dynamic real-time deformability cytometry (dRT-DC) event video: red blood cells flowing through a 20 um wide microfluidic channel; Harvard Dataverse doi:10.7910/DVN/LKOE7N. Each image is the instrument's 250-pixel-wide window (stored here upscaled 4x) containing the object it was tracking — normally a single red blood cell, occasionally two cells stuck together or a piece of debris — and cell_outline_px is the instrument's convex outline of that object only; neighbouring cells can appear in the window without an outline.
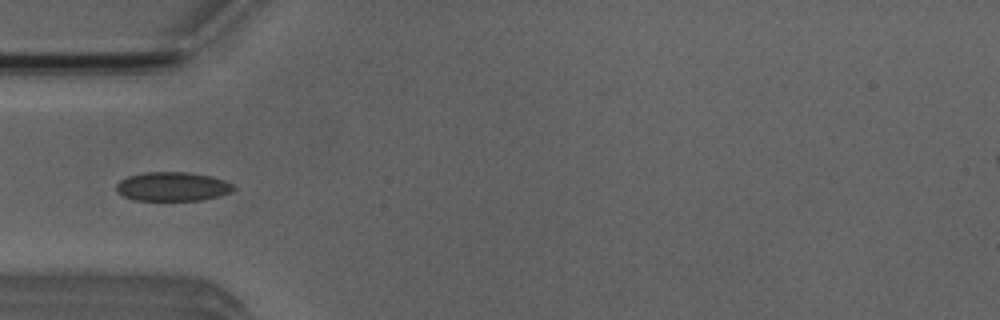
{"species": "Egyptian fruit bat (a non-hibernating species)", "species_latin": "Rousettus aegyptiacus", "temperature_condition": "room temperature", "stored_images_in_passage": 5, "camera_frame_rate_fps": 3000, "um_per_image_px": 0.085, "animal": {"sex": "male"}, "frame": {"image": 1, "passage_image": 4, "time_ms": 3.667, "image_size_px": [1000, 320], "cell_outline_px": [[236, 188], [232, 192], [220, 196], [200, 200], [132, 200], [116, 192], [116, 184], [120, 180], [128, 176], [144, 172], [188, 172], [212, 176], [224, 180], [232, 184]], "centroid_in_image_um": [14.66, 15.85], "position_along_channel_um": 70.3, "area_um2": 20.0}}
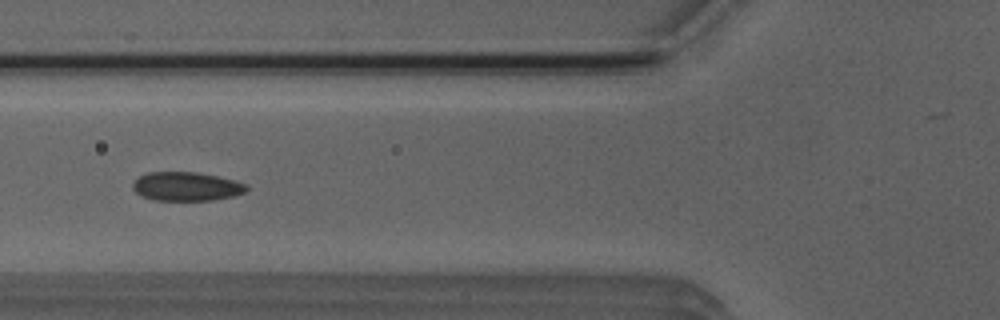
{"frame": {"image": 2, "passage_image": 5, "time_ms": 4.667, "image_size_px": [1000, 320], "cell_outline_px": [[248, 188], [244, 192], [232, 196], [212, 200], [152, 200], [140, 196], [132, 188], [132, 184], [140, 176], [148, 172], [196, 172], [216, 176], [248, 184]], "centroid_in_image_um": [15.81, 15.85], "position_along_channel_um": 110.0, "area_um2": 19.02}}